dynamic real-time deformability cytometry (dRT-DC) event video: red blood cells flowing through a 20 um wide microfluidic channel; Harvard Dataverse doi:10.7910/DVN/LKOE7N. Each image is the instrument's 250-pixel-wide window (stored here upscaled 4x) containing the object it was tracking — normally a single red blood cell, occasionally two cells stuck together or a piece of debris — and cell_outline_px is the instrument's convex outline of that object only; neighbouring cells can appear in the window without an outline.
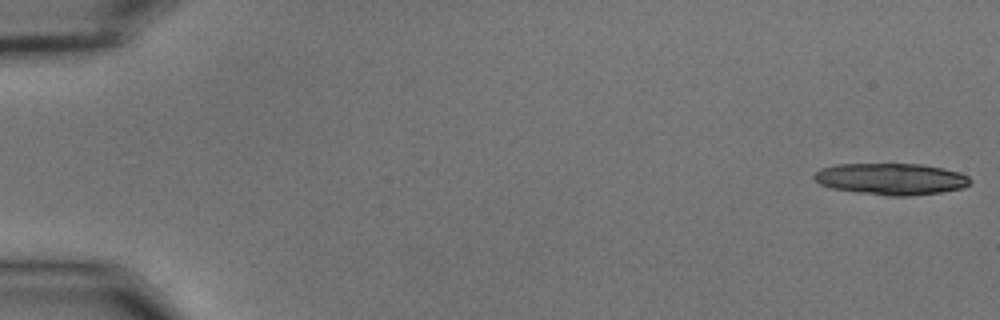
{"species": "common noctule bat (a hibernating species)", "species_latin": "Nyctalus noctula", "temperature_condition": "cold", "stored_images_in_passage": 52, "camera_frame_rate_fps": 3000, "um_per_image_px": 0.085, "animal": {"sex": "male", "body_mass_g": 15.6}, "frame": {"image": 1, "passage_image": 1, "time_ms": 0.0, "image_size_px": [1000, 320], "cell_outline_px": [[972, 180], [968, 184], [960, 188], [940, 192], [908, 196], [888, 196], [832, 188], [820, 184], [812, 176], [820, 168], [836, 164], [920, 164], [944, 168], [960, 172], [968, 176]], "centroid_in_image_um": [75.74, 15.2], "position_along_channel_um": 9.3, "area_um2": 28.55}}
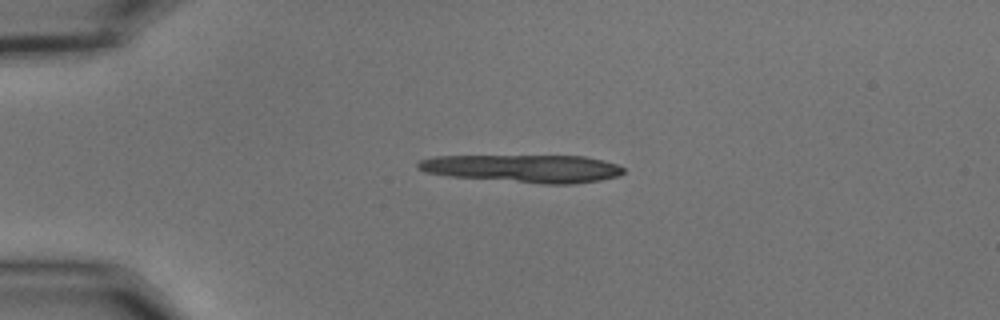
{"frame": {"image": 2, "passage_image": 13, "time_ms": 4.0, "image_size_px": [1000, 320], "cell_outline_px": [[624, 172], [620, 176], [600, 180], [572, 184], [544, 184], [448, 176], [424, 172], [416, 168], [416, 164], [420, 160], [432, 156], [584, 156], [604, 160], [616, 164], [624, 168]], "centroid_in_image_um": [44.48, 14.32], "position_along_channel_um": 40.5, "area_um2": 33.47}}
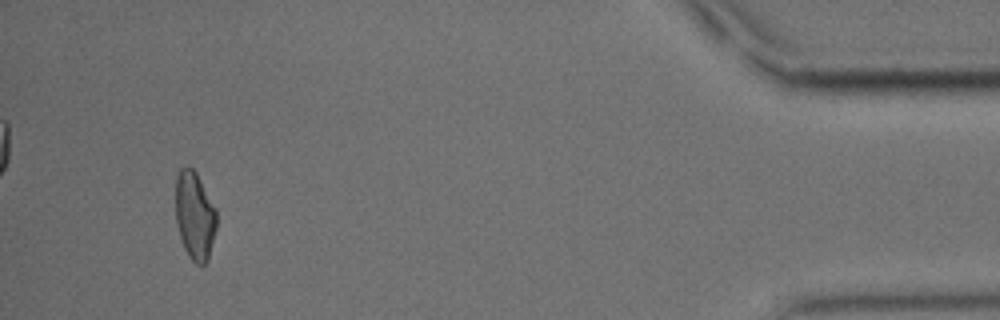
{"frame": {"image": 3, "passage_image": 49, "time_ms": 16.0, "image_size_px": [1000, 320], "cell_outline_px": [[216, 228], [208, 260], [204, 264], [196, 264], [188, 256], [184, 248], [176, 224], [176, 176], [180, 168], [192, 168], [196, 172], [216, 208]], "centroid_in_image_um": [16.55, 18.34], "position_along_channel_um": 418.6, "area_um2": 20.98}}